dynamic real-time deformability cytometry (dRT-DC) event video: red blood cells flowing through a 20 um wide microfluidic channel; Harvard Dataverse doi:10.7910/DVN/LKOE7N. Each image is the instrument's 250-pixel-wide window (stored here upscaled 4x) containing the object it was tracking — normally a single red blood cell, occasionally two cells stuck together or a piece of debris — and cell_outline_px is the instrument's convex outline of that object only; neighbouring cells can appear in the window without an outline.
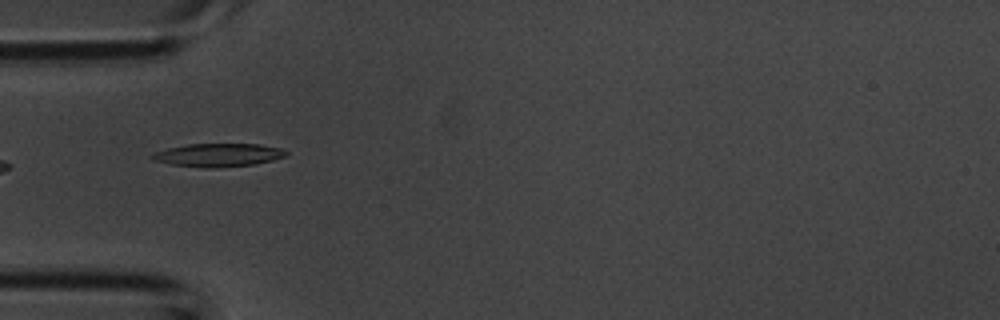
{"species": "common noctule bat (a hibernating species)", "species_latin": "Nyctalus noctula", "temperature_condition": "room temperature", "stored_images_in_passage": 5, "camera_frame_rate_fps": 3000, "um_per_image_px": 0.085, "animal": {"sex": "male", "body_mass_g": 20.1, "forearm_length_mm": 53.5}, "frame": {"image": 1, "passage_image": 4, "time_ms": 1.0, "image_size_px": [1000, 320], "cell_outline_px": [[288, 152], [284, 156], [272, 160], [256, 164], [216, 168], [204, 168], [172, 164], [152, 160], [148, 156], [152, 152], [168, 148], [188, 144], [260, 144], [280, 148]], "centroid_in_image_um": [18.5, 13.18], "position_along_channel_um": 66.5, "area_um2": 18.21}}
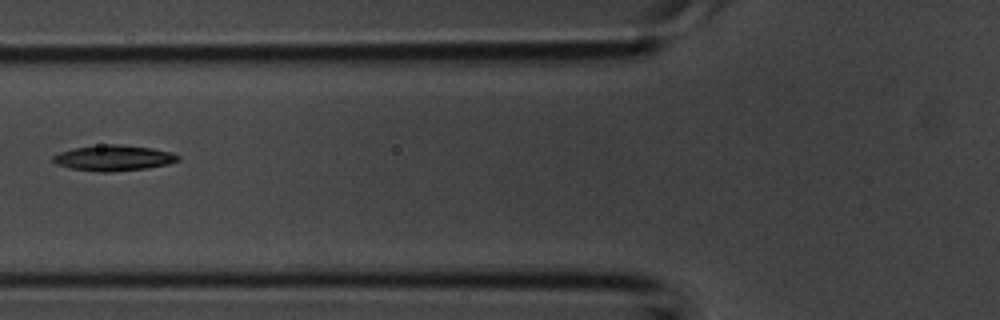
{"frame": {"image": 2, "passage_image": 5, "time_ms": 1.333, "image_size_px": [1000, 320], "cell_outline_px": [[180, 160], [168, 164], [148, 168], [108, 172], [100, 172], [72, 168], [56, 164], [52, 160], [52, 156], [60, 152], [72, 148], [108, 144], [120, 144], [152, 148], [172, 152], [180, 156]], "centroid_in_image_um": [9.68, 13.42], "position_along_channel_um": 116.1, "area_um2": 18.67}}